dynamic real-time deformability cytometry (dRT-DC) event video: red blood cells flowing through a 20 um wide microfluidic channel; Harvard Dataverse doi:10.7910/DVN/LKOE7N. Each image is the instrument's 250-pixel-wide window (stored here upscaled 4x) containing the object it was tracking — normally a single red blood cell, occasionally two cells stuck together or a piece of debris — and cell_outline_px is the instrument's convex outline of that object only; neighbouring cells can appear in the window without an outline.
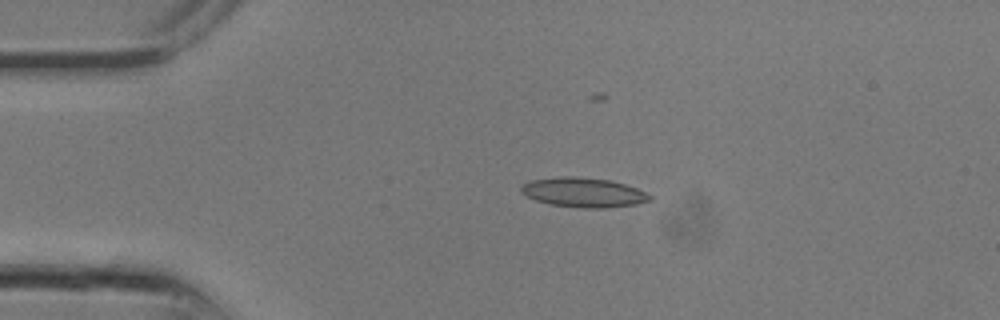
{"species": "common noctule bat (a hibernating species)", "species_latin": "Nyctalus noctula", "temperature_condition": "room temperature", "stored_images_in_passage": 27, "camera_frame_rate_fps": 3000, "um_per_image_px": 0.085, "animal": {"sex": "male", "body_mass_g": 13.3}, "frame": {"image": 1, "passage_image": 6, "time_ms": 1.667, "image_size_px": [1000, 320], "cell_outline_px": [[652, 200], [636, 204], [608, 208], [584, 208], [552, 204], [536, 200], [520, 192], [520, 188], [524, 184], [532, 180], [560, 176], [576, 176], [608, 180], [624, 184], [636, 188], [652, 196]], "centroid_in_image_um": [49.61, 16.36], "position_along_channel_um": 35.4, "area_um2": 21.96}}
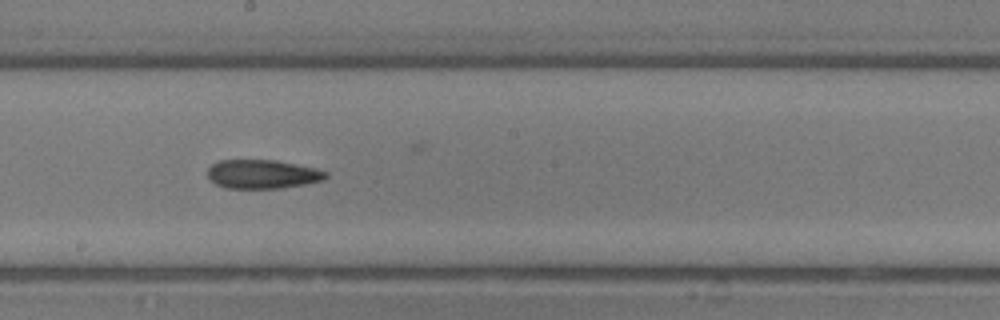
{"frame": {"image": 2, "passage_image": 15, "time_ms": 4.667, "image_size_px": [1000, 320], "cell_outline_px": [[328, 176], [324, 180], [304, 184], [280, 188], [224, 188], [208, 180], [208, 168], [212, 164], [220, 160], [276, 160], [316, 168], [328, 172]], "centroid_in_image_um": [22.3, 14.8], "position_along_channel_um": 225.9, "area_um2": 20.0}}
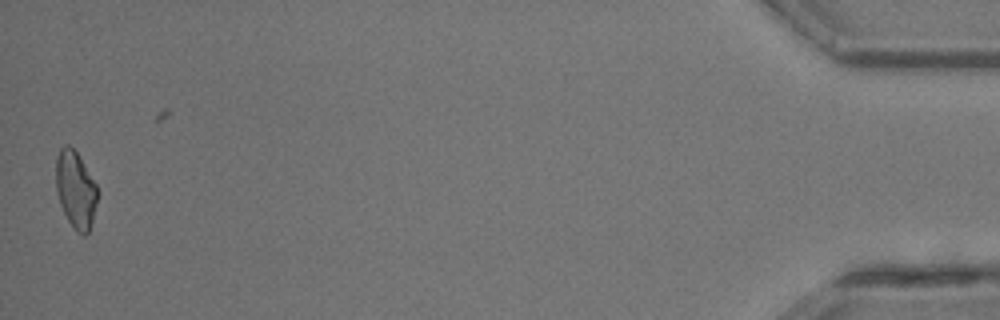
{"frame": {"image": 3, "passage_image": 27, "time_ms": 8.667, "image_size_px": [1000, 320], "cell_outline_px": [[96, 204], [92, 220], [88, 232], [84, 236], [76, 232], [68, 220], [60, 204], [56, 192], [56, 156], [60, 148], [64, 144], [68, 144], [76, 152], [96, 184]], "centroid_in_image_um": [6.39, 16.11], "position_along_channel_um": 428.8, "area_um2": 18.38}}